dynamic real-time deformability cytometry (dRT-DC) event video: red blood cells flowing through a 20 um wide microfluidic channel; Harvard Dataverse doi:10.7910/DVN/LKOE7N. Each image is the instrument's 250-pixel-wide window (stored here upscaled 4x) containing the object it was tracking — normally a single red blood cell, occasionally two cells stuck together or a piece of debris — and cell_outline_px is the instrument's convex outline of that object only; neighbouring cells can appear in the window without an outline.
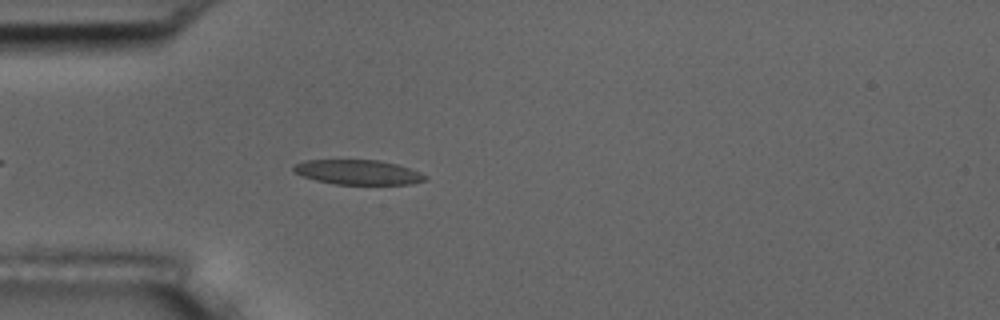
{"species": "common noctule bat (a hibernating species)", "species_latin": "Nyctalus noctula", "temperature_condition": "room temperature", "stored_images_in_passage": 44, "camera_frame_rate_fps": 3000, "um_per_image_px": 0.085, "animal": {"sex": "male", "body_mass_g": 17.5, "forearm_length_mm": 52.3}, "frame": {"image": 1, "passage_image": 6, "time_ms": 1.667, "image_size_px": [1000, 320], "cell_outline_px": [[428, 180], [412, 184], [336, 184], [316, 180], [292, 172], [292, 168], [296, 164], [304, 160], [380, 160], [396, 164], [420, 172], [428, 176]], "centroid_in_image_um": [30.45, 14.64], "position_along_channel_um": 54.5, "area_um2": 18.96}}
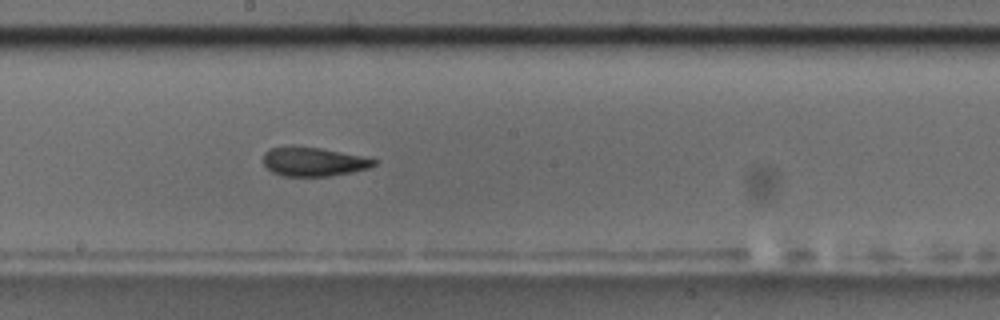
{"frame": {"image": 2, "passage_image": 20, "time_ms": 6.333, "image_size_px": [1000, 320], "cell_outline_px": [[376, 164], [368, 168], [352, 172], [332, 176], [280, 176], [272, 172], [264, 164], [264, 152], [272, 148], [292, 144], [320, 148], [360, 156], [376, 160]], "centroid_in_image_um": [26.59, 13.73], "position_along_channel_um": 221.6, "area_um2": 18.79}}
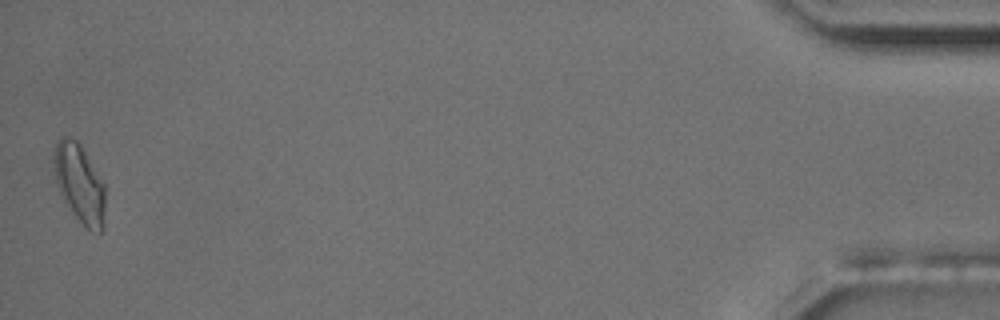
{"frame": {"image": 3, "passage_image": 44, "time_ms": 14.333, "image_size_px": [1000, 320], "cell_outline_px": [[104, 228], [100, 232], [92, 232], [76, 216], [64, 200], [56, 184], [56, 140], [60, 136], [68, 136], [76, 140], [80, 144], [104, 184]], "centroid_in_image_um": [6.79, 15.6], "position_along_channel_um": 428.4, "area_um2": 22.72}, "authors_computed_cell_mechanics": {"area_um2": 19.4208, "velocity_mm_per_s": 3.7258, "shape_relaxation_time_tau1_ms": null, "shape_relaxation_time_tau2_ms": 2.724, "deformation_change_tau1": null, "deformation_change_tau2": 0.1031}}